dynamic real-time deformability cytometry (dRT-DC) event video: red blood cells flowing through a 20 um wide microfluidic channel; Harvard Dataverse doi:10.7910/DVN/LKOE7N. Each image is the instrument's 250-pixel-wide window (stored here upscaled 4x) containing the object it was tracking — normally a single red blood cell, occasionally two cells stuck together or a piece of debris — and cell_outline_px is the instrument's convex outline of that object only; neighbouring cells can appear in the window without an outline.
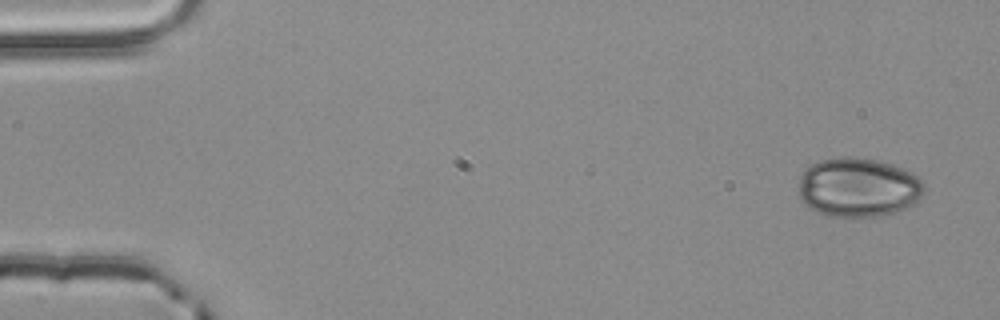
{"species": "common noctule bat (a hibernating species)", "species_latin": "Nyctalus noctula", "temperature_condition": "room temperature", "stored_images_in_passage": 3, "camera_frame_rate_fps": 3000, "um_per_image_px": 0.085, "animal": {"sex": "male", "body_mass_g": 20.4}, "frame": {"image": 1, "passage_image": 1, "time_ms": 0.0, "image_size_px": [1000, 320], "cell_outline_px": [[924, 192], [916, 204], [896, 212], [884, 216], [828, 216], [808, 208], [800, 200], [800, 176], [812, 164], [820, 160], [840, 156], [856, 156], [876, 160], [892, 164], [912, 172], [924, 184]], "centroid_in_image_um": [72.97, 15.93], "position_along_channel_um": 12.0, "area_um2": 43.64}}